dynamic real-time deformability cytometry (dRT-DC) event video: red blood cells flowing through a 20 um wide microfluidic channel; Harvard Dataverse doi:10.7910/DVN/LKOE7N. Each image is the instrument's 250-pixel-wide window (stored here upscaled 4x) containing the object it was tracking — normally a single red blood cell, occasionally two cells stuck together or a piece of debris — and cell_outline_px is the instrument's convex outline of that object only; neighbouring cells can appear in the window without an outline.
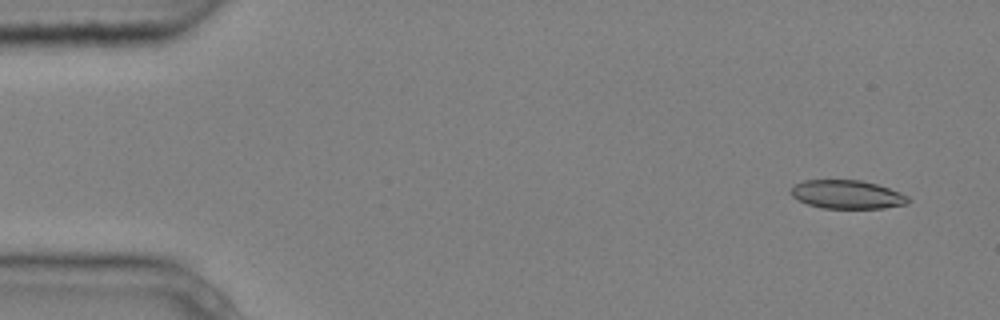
{"species": "common noctule bat (a hibernating species)", "species_latin": "Nyctalus noctula", "temperature_condition": "cold", "stored_images_in_passage": 6, "camera_frame_rate_fps": 3000, "um_per_image_px": 0.085, "animal": {"sex": "male", "body_mass_g": 20.4}, "frame": {"image": 1, "passage_image": 1, "time_ms": 0.0, "image_size_px": [1000, 320], "cell_outline_px": [[908, 204], [884, 208], [820, 208], [808, 204], [792, 196], [792, 184], [804, 180], [860, 180], [876, 184], [900, 192], [908, 196]], "centroid_in_image_um": [72.0, 16.53], "position_along_channel_um": 13.0, "area_um2": 19.42}}
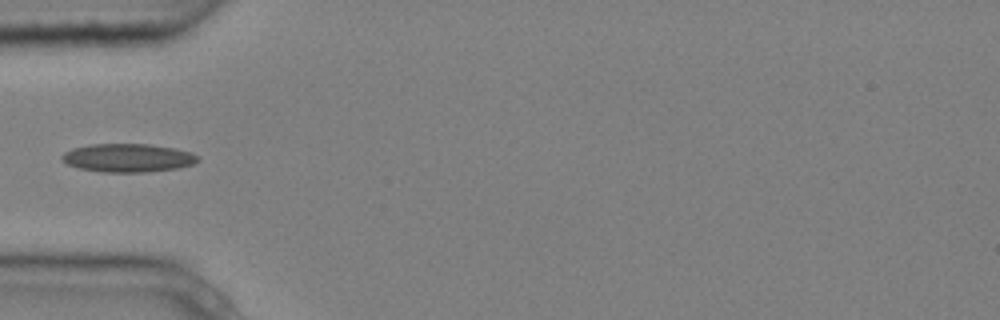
{"frame": {"image": 2, "passage_image": 5, "time_ms": 1.333, "image_size_px": [1000, 320], "cell_outline_px": [[200, 160], [192, 164], [176, 168], [148, 172], [100, 172], [80, 168], [68, 164], [60, 160], [60, 156], [64, 152], [72, 148], [88, 144], [148, 144], [176, 148], [192, 152], [200, 156]], "centroid_in_image_um": [10.87, 13.41], "position_along_channel_um": 74.1, "area_um2": 22.72}}
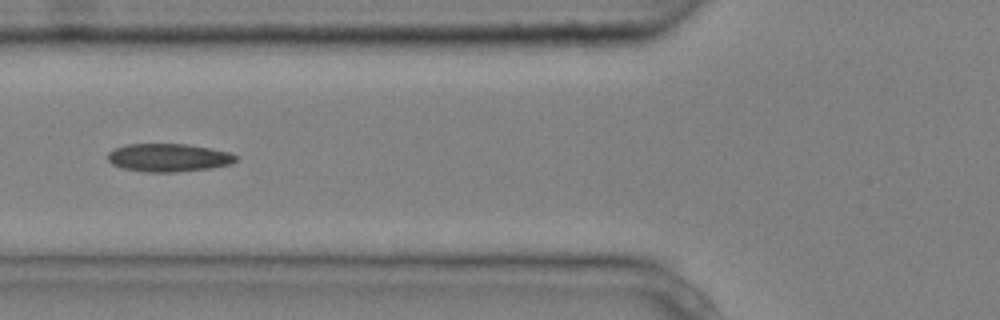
{"frame": {"image": 3, "passage_image": 6, "time_ms": 1.667, "image_size_px": [1000, 320], "cell_outline_px": [[236, 160], [228, 164], [212, 168], [176, 172], [148, 172], [124, 168], [112, 164], [108, 160], [108, 152], [112, 148], [124, 144], [188, 144], [228, 152], [236, 156]], "centroid_in_image_um": [14.27, 13.39], "position_along_channel_um": 111.5, "area_um2": 20.87}}